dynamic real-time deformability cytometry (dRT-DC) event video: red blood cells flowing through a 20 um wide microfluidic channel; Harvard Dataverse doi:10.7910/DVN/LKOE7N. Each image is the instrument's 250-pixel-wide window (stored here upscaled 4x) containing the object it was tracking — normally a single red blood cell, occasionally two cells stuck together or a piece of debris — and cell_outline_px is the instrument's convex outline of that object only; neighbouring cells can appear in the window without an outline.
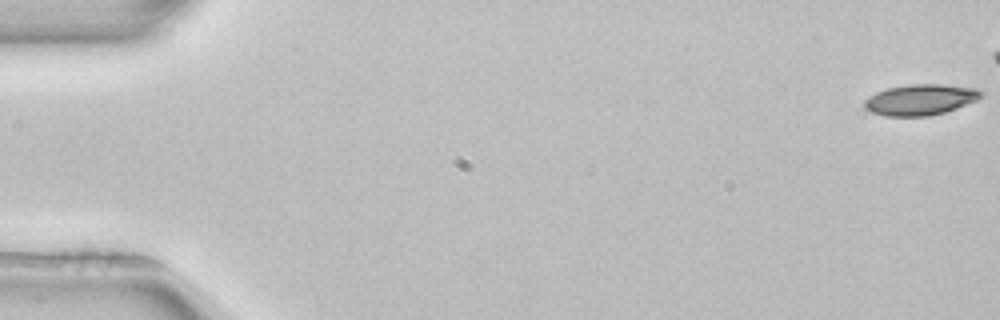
{"species": "common noctule bat (a hibernating species)", "species_latin": "Nyctalus noctula", "temperature_condition": "room temperature", "stored_images_in_passage": 46, "camera_frame_rate_fps": 3000, "um_per_image_px": 0.085, "animal": {"sex": "female", "body_mass_g": 22.7, "forearm_length_mm": 54.2}, "frame": {"image": 1, "passage_image": 1, "time_ms": 0.0, "image_size_px": [1000, 320], "cell_outline_px": [[984, 92], [976, 100], [956, 108], [944, 112], [928, 116], [884, 116], [872, 112], [864, 108], [864, 100], [868, 96], [876, 92], [888, 88], [908, 84], [940, 84], [976, 88]], "centroid_in_image_um": [78.19, 8.47], "position_along_channel_um": 6.8, "area_um2": 20.92}}